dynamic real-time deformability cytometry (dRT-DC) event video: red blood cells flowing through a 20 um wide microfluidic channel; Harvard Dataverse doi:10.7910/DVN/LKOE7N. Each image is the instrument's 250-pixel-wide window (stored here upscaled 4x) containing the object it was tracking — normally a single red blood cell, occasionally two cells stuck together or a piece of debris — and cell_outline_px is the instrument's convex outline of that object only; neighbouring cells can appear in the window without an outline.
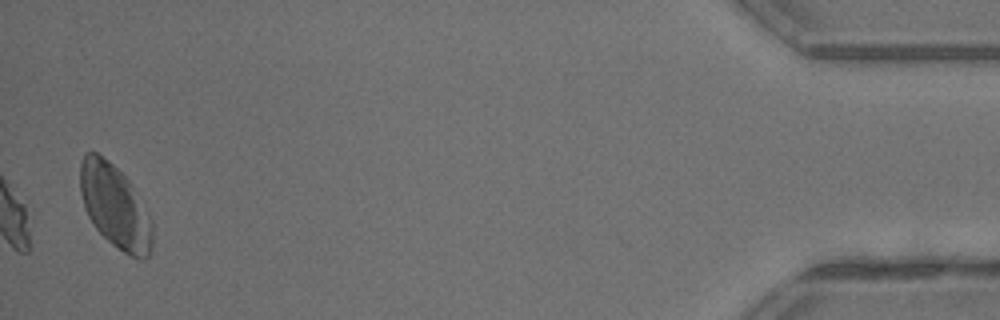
{"species": "common noctule bat (a hibernating species)", "species_latin": "Nyctalus noctula", "temperature_condition": "warm", "stored_images_in_passage": 41, "camera_frame_rate_fps": 3000, "um_per_image_px": 0.085, "animal": {"sex": "male", "body_mass_g": 13.3}, "frame": {"image": 1, "passage_image": 41, "time_ms": 13.333, "image_size_px": [1000, 320], "cell_outline_px": [[152, 248], [148, 256], [144, 260], [140, 260], [124, 252], [112, 244], [92, 224], [84, 208], [80, 192], [80, 160], [84, 152], [96, 152], [108, 160], [128, 180], [152, 220]], "centroid_in_image_um": [9.75, 17.55], "position_along_channel_um": 425.4, "area_um2": 34.97}, "authors_computed_cell_mechanics": {"area_um2": 18.207, "velocity_mm_per_s": 4.0964, "shape_relaxation_time_tau1_ms": 3.4935, "shape_relaxation_time_tau2_ms": 2.7101, "deformation_change_tau1": 0.1339, "deformation_change_tau2": 0.0836}}